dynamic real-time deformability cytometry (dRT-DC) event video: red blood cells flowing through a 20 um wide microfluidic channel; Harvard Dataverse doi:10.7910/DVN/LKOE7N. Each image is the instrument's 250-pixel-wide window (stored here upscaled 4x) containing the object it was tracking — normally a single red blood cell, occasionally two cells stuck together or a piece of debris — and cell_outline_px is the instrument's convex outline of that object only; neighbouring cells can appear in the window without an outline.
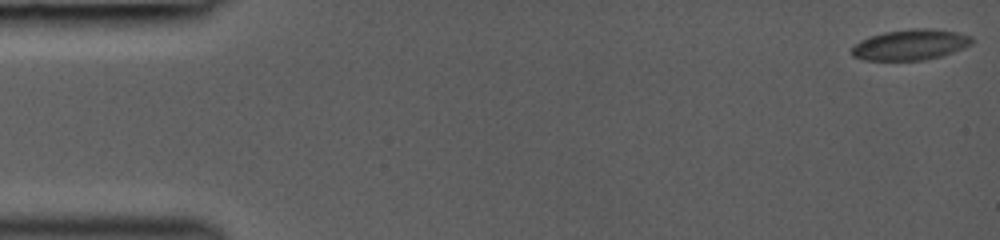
{"species": "common noctule bat (a hibernating species)", "species_latin": "Nyctalus noctula", "temperature_condition": "room temperature", "stored_images_in_passage": 40, "camera_frame_rate_fps": 3000, "um_per_image_px": 0.085, "animal": {"sex": "female", "body_mass_g": 19.0, "forearm_length_mm": 53.3}, "frame": {"image": 1, "passage_image": 1, "time_ms": 0.0, "image_size_px": [1000, 240], "cell_outline_px": [[976, 40], [972, 44], [964, 48], [940, 56], [924, 60], [864, 60], [852, 56], [848, 52], [860, 40], [868, 36], [884, 32], [912, 28], [932, 28], [956, 32], [972, 36]], "centroid_in_image_um": [77.38, 3.79], "position_along_channel_um": 7.6, "area_um2": 21.73}}
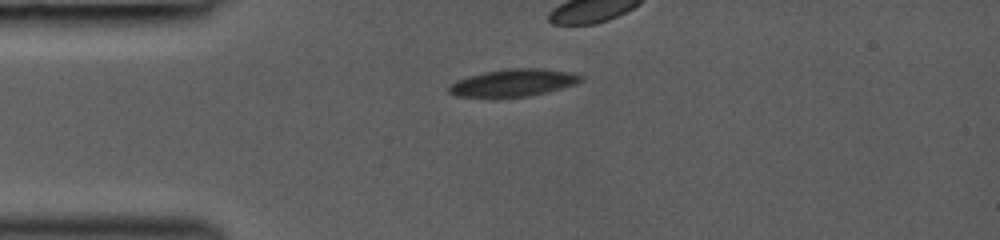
{"frame": {"image": 2, "passage_image": 12, "time_ms": 3.667, "image_size_px": [1000, 240], "cell_outline_px": [[584, 80], [576, 84], [548, 92], [528, 96], [500, 100], [456, 96], [448, 92], [448, 88], [456, 80], [468, 76], [484, 72], [508, 68], [540, 68], [568, 72], [580, 76]], "centroid_in_image_um": [43.56, 7.08], "position_along_channel_um": 41.4, "area_um2": 21.68}}
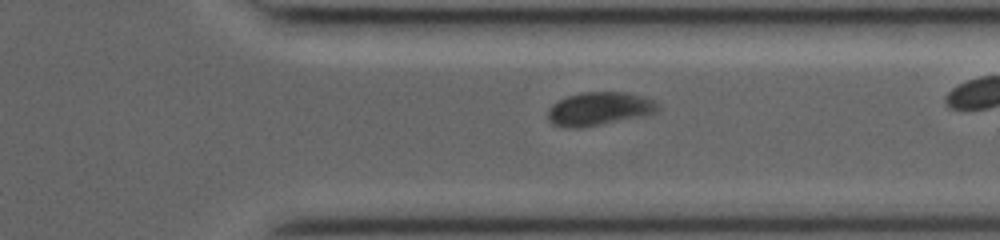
{"frame": {"image": 3, "passage_image": 36, "time_ms": 11.667, "image_size_px": [1000, 240], "cell_outline_px": [[660, 108], [656, 112], [644, 116], [580, 128], [568, 128], [552, 124], [548, 120], [548, 108], [552, 104], [568, 96], [580, 92], [624, 92], [644, 96], [660, 104]], "centroid_in_image_um": [50.94, 9.25], "position_along_channel_um": 360.5, "area_um2": 21.5}}